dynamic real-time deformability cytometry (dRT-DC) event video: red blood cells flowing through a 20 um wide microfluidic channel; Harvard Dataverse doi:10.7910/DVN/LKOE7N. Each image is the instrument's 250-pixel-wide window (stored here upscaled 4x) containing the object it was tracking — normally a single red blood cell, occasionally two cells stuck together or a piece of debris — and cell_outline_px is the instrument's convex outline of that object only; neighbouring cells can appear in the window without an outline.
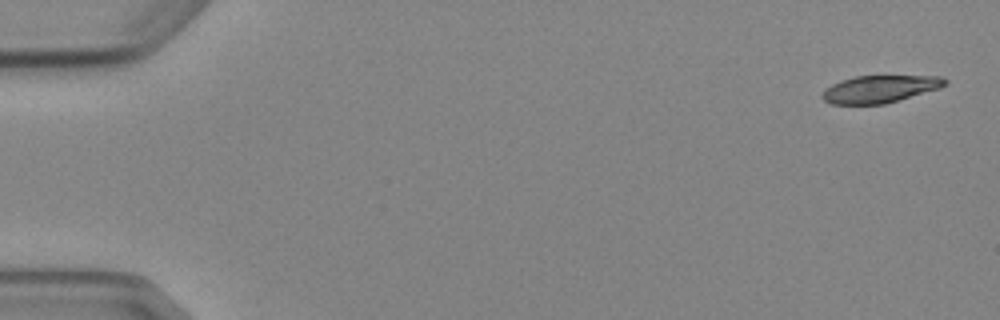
{"species": "Egyptian fruit bat (a non-hibernating species)", "species_latin": "Rousettus aegyptiacus", "temperature_condition": "cold", "stored_images_in_passage": 5, "camera_frame_rate_fps": 3000, "um_per_image_px": 0.085, "animal": {"sex": "female"}, "frame": {"image": 1, "passage_image": 1, "time_ms": 0.0, "image_size_px": [1000, 320], "cell_outline_px": [[948, 84], [940, 88], [884, 104], [832, 104], [824, 100], [820, 96], [824, 88], [840, 80], [856, 76], [940, 76], [948, 80]], "centroid_in_image_um": [74.77, 7.56], "position_along_channel_um": 10.2, "area_um2": 19.59}}
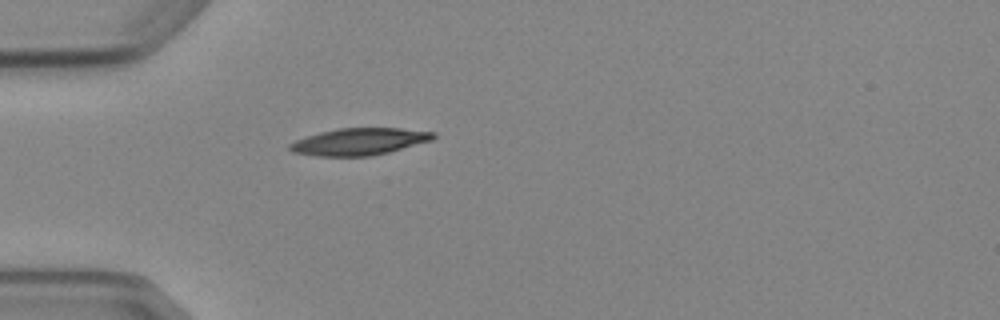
{"frame": {"image": 2, "passage_image": 5, "time_ms": 4.667, "image_size_px": [1000, 320], "cell_outline_px": [[436, 136], [432, 140], [388, 152], [372, 156], [316, 156], [292, 152], [288, 148], [288, 144], [296, 140], [320, 132], [340, 128], [400, 128], [436, 132]], "centroid_in_image_um": [30.53, 12.04], "position_along_channel_um": 54.5, "area_um2": 22.48}}